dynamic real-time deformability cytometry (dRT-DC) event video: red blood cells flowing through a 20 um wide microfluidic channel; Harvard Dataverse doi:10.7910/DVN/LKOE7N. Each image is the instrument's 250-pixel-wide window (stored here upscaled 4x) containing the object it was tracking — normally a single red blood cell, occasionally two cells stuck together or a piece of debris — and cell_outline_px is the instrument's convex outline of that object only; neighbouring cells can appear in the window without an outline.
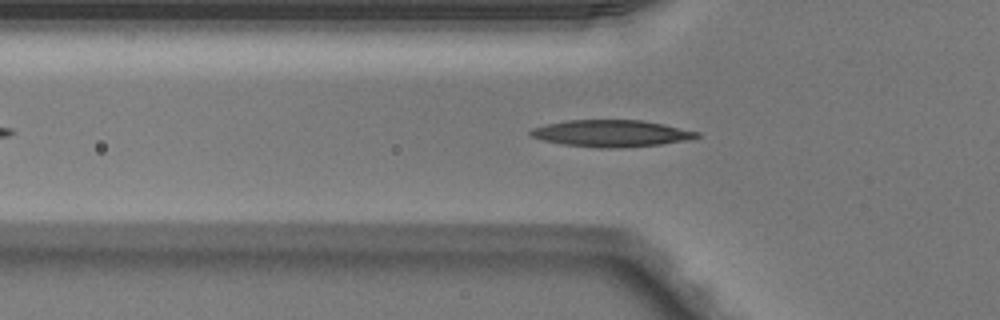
{"species": "Egyptian fruit bat (a non-hibernating species)", "species_latin": "Rousettus aegyptiacus", "temperature_condition": "warm", "stored_images_in_passage": 40, "camera_frame_rate_fps": 3000, "um_per_image_px": 0.085, "animal": {"sex": "male"}, "frame": {"image": 1, "passage_image": 8, "time_ms": 2.333, "image_size_px": [1000, 320], "cell_outline_px": [[700, 136], [692, 140], [660, 144], [620, 148], [596, 148], [560, 144], [528, 136], [528, 132], [532, 128], [548, 124], [568, 120], [640, 120], [664, 124], [700, 132]], "centroid_in_image_um": [51.97, 11.35], "position_along_channel_um": 73.8, "area_um2": 26.18}}
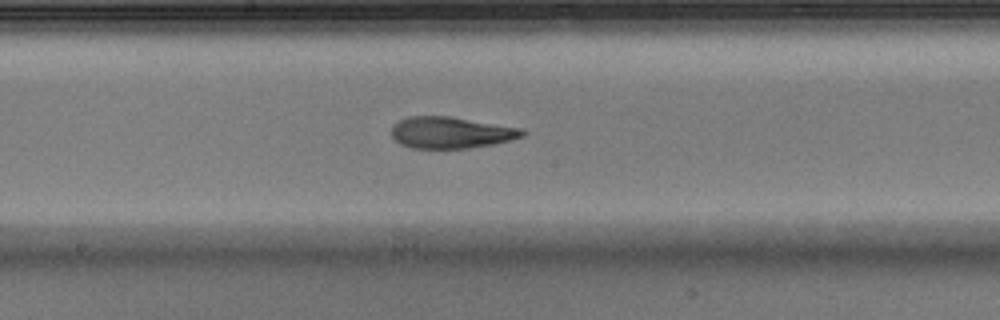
{"frame": {"image": 2, "passage_image": 18, "time_ms": 5.667, "image_size_px": [1000, 320], "cell_outline_px": [[528, 132], [524, 136], [512, 140], [492, 144], [468, 148], [412, 148], [400, 144], [392, 136], [392, 128], [400, 120], [408, 116], [448, 116], [520, 128]], "centroid_in_image_um": [38.35, 11.27], "position_along_channel_um": 209.9, "area_um2": 23.81}}
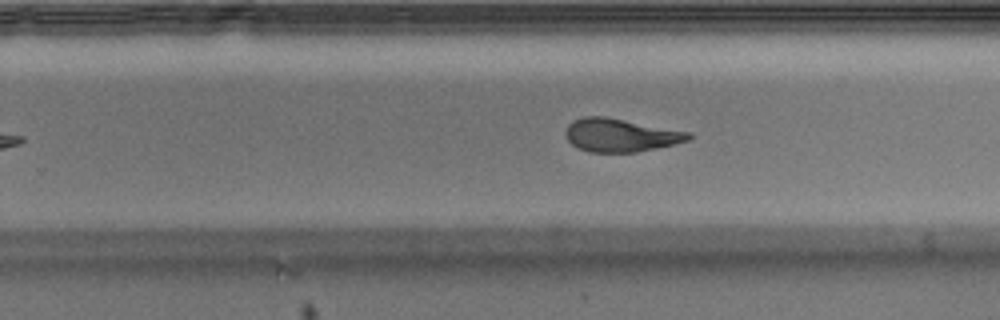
{"frame": {"image": 3, "passage_image": 23, "time_ms": 7.333, "image_size_px": [1000, 320], "cell_outline_px": [[692, 136], [688, 140], [676, 144], [636, 152], [588, 152], [572, 144], [568, 140], [564, 132], [568, 124], [584, 116], [604, 116], [692, 132]], "centroid_in_image_um": [52.76, 11.49], "position_along_channel_um": 277.0, "area_um2": 23.76}}